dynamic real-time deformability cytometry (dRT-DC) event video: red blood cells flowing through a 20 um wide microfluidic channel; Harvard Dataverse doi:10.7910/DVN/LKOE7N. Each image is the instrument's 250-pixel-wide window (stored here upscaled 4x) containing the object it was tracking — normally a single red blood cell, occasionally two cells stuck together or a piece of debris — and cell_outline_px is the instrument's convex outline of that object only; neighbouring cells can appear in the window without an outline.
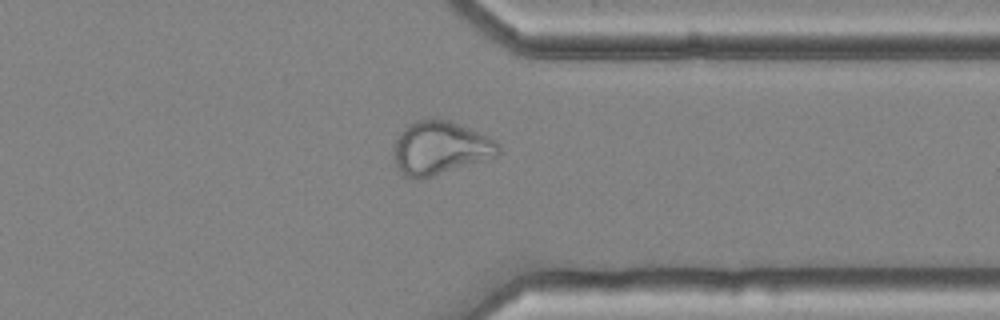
{"species": "common noctule bat (a hibernating species)", "species_latin": "Nyctalus noctula", "temperature_condition": "cold", "stored_images_in_passage": 50, "camera_frame_rate_fps": 3000, "um_per_image_px": 0.085, "animal": {"sex": "female", "body_mass_g": 25.1}, "frame": {"image": 1, "passage_image": 43, "time_ms": 14.0, "image_size_px": [1000, 320], "cell_outline_px": [[500, 152], [496, 156], [420, 180], [412, 180], [400, 176], [396, 164], [396, 140], [400, 132], [408, 124], [416, 120], [432, 116], [448, 120], [488, 136], [496, 140], [500, 144]], "centroid_in_image_um": [37.4, 12.57], "position_along_channel_um": 374.0, "area_um2": 32.71}}